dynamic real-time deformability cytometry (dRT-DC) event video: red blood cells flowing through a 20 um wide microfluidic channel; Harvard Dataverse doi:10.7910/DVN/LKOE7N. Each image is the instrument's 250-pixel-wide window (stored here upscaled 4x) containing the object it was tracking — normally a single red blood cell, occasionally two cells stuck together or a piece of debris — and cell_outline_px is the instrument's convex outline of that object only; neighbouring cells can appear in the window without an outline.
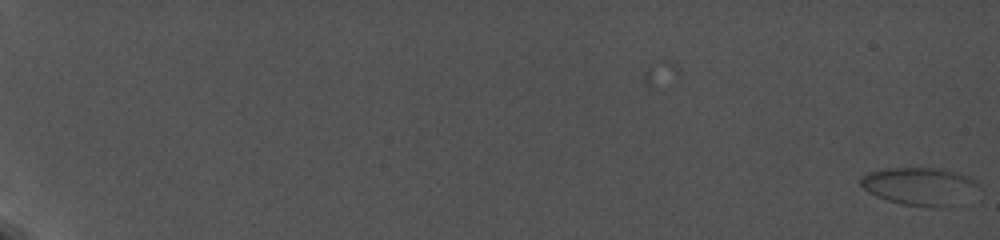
{"species": "common noctule bat (a hibernating species)", "species_latin": "Nyctalus noctula", "temperature_condition": "cold", "stored_images_in_passage": 19, "camera_frame_rate_fps": 5000, "um_per_image_px": 0.085, "animal": {"sex": "female", "body_mass_g": 19.0, "forearm_length_mm": 56.7}, "frame": {"image": 1, "passage_image": 1, "time_ms": 0.0, "image_size_px": [1000, 240], "cell_outline_px": [[980, 200], [932, 208], [928, 208], [900, 204], [876, 196], [868, 192], [860, 184], [860, 176], [872, 172], [888, 168], [940, 168], [960, 172], [976, 180], [980, 184]], "centroid_in_image_um": [78.37, 15.86], "position_along_channel_um": 6.6, "area_um2": 27.17}}
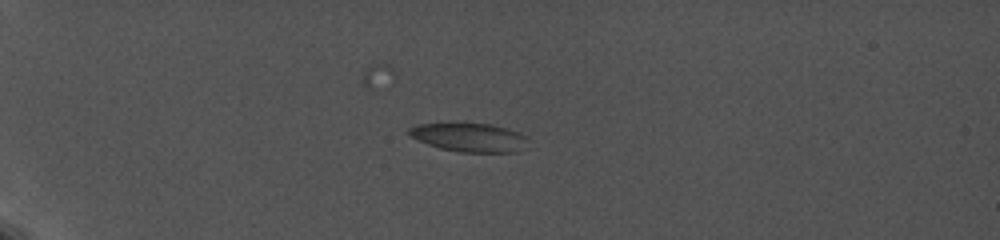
{"frame": {"image": 2, "passage_image": 11, "time_ms": 6.8, "image_size_px": [1000, 240], "cell_outline_px": [[528, 136], [516, 152], [460, 152], [440, 148], [428, 144], [412, 136], [408, 132], [408, 128], [416, 124], [452, 120], [492, 124], [508, 128], [520, 132]], "centroid_in_image_um": [39.82, 11.6], "position_along_channel_um": 45.2, "area_um2": 20.52}}